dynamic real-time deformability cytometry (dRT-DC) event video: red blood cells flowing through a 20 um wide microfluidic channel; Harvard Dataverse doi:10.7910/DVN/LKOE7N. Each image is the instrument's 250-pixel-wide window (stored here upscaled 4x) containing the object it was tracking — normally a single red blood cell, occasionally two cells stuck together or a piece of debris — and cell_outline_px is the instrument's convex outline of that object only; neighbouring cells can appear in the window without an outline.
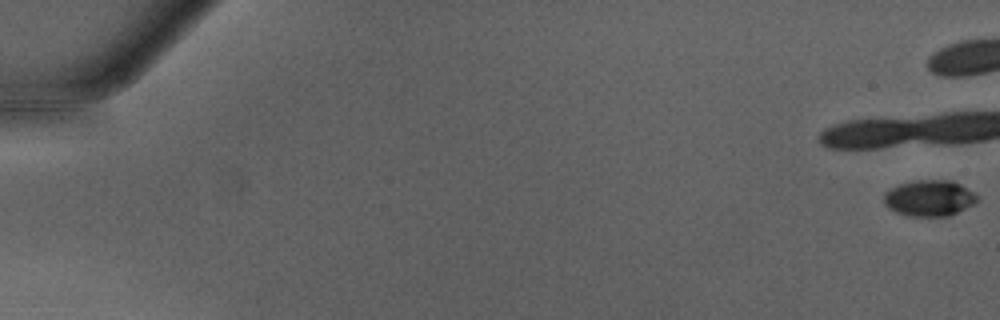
{"species": "Egyptian fruit bat (a non-hibernating species)", "species_latin": "Rousettus aegyptiacus", "temperature_condition": "warm", "stored_images_in_passage": 19, "camera_frame_rate_fps": 3000, "um_per_image_px": 0.085, "animal": {"sex": "male"}, "frame": {"image": 1, "passage_image": 1, "time_ms": 0.0, "image_size_px": [1000, 320], "cell_outline_px": [[976, 200], [972, 204], [948, 216], [908, 216], [896, 212], [888, 208], [884, 204], [884, 192], [900, 184], [916, 180], [952, 180], [960, 184], [972, 192], [976, 196]], "centroid_in_image_um": [78.93, 16.84], "position_along_channel_um": 6.1, "area_um2": 19.31}}